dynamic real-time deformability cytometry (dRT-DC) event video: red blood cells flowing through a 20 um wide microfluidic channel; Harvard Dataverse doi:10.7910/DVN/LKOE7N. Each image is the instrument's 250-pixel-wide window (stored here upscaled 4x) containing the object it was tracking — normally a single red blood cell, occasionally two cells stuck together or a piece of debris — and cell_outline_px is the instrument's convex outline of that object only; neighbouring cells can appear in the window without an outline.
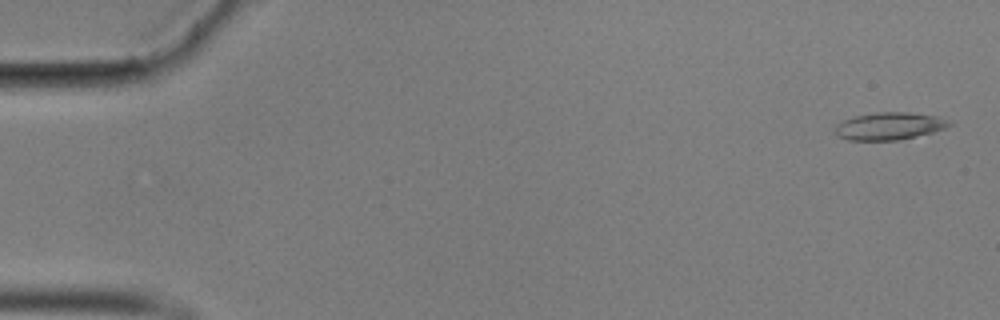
{"species": "common noctule bat (a hibernating species)", "species_latin": "Nyctalus noctula", "temperature_condition": "cold", "stored_images_in_passage": 57, "camera_frame_rate_fps": 3000, "um_per_image_px": 0.085, "animal": {"sex": "male", "body_mass_g": 17.9}, "frame": {"image": 1, "passage_image": 2, "time_ms": 0.333, "image_size_px": [1000, 320], "cell_outline_px": [[952, 124], [944, 128], [932, 132], [900, 140], [848, 140], [840, 136], [836, 132], [836, 124], [844, 120], [856, 116], [876, 112], [908, 112], [940, 116], [948, 120]], "centroid_in_image_um": [75.62, 10.71], "position_along_channel_um": 9.4, "area_um2": 18.09}}
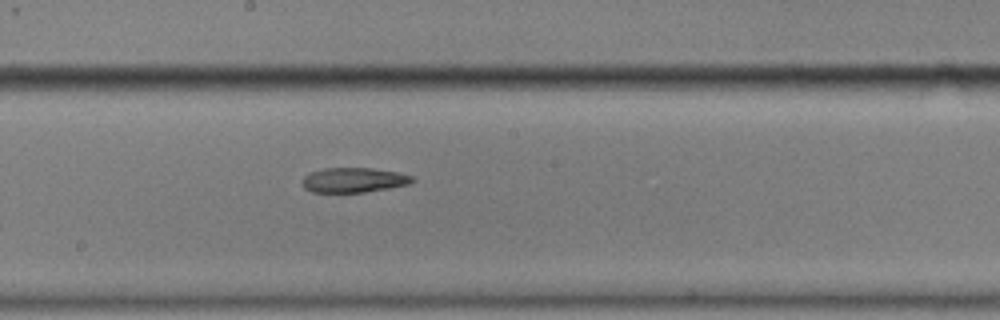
{"frame": {"image": 2, "passage_image": 31, "time_ms": 10.0, "image_size_px": [1000, 320], "cell_outline_px": [[416, 180], [408, 184], [388, 188], [364, 192], [312, 192], [304, 188], [304, 176], [308, 172], [324, 168], [372, 168], [396, 172], [412, 176]], "centroid_in_image_um": [30.05, 15.3], "position_along_channel_um": 218.1, "area_um2": 15.78}}
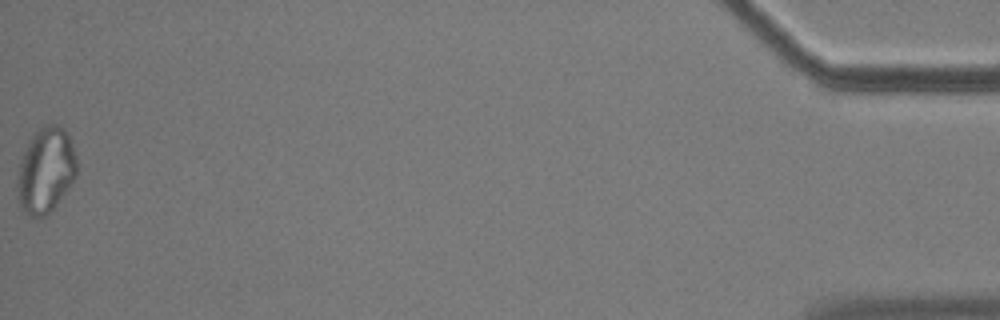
{"frame": {"image": 3, "passage_image": 57, "time_ms": 18.667, "image_size_px": [1000, 320], "cell_outline_px": [[76, 176], [68, 188], [56, 204], [44, 216], [32, 216], [24, 212], [20, 208], [16, 184], [20, 164], [28, 140], [40, 128], [48, 124], [56, 124], [64, 128], [72, 144], [76, 156]], "centroid_in_image_um": [3.88, 14.46], "position_along_channel_um": 431.3, "area_um2": 29.19}}